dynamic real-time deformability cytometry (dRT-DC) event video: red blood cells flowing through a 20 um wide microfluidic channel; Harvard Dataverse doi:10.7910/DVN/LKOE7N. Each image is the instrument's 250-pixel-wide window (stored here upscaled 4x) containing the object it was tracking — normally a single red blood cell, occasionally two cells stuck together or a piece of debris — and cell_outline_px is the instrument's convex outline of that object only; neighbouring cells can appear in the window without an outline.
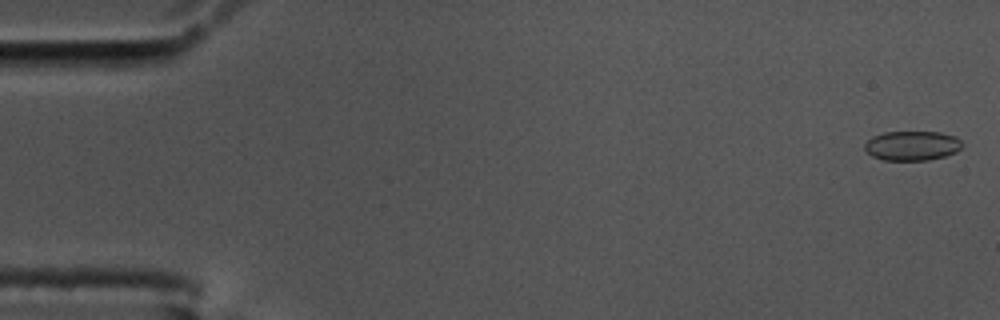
{"species": "common noctule bat (a hibernating species)", "species_latin": "Nyctalus noctula", "temperature_condition": "cold", "stored_images_in_passage": 56, "camera_frame_rate_fps": 3000, "um_per_image_px": 0.085, "animal": {"sex": "male", "body_mass_g": 17.5, "forearm_length_mm": 52.3}, "frame": {"image": 1, "passage_image": 2, "time_ms": 0.333, "image_size_px": [1000, 320], "cell_outline_px": [[964, 144], [956, 152], [944, 156], [928, 160], [884, 160], [872, 156], [864, 148], [864, 144], [872, 136], [884, 132], [940, 132], [956, 136]], "centroid_in_image_um": [77.53, 12.38], "position_along_channel_um": 7.5, "area_um2": 16.82}}
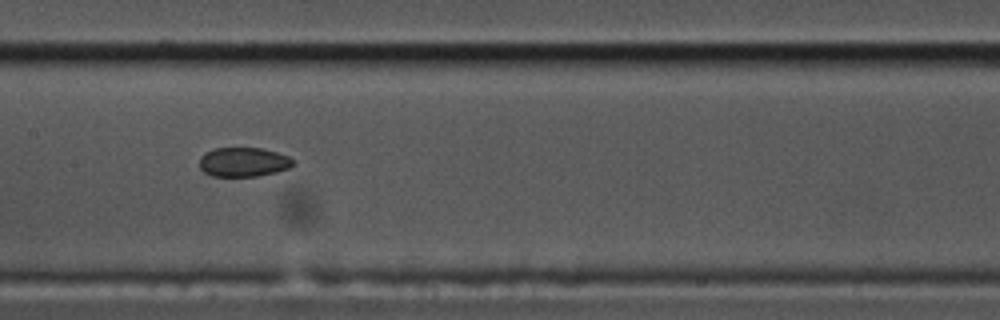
{"frame": {"image": 2, "passage_image": 28, "time_ms": 9.0, "image_size_px": [1000, 320], "cell_outline_px": [[296, 164], [288, 168], [276, 172], [256, 176], [212, 176], [204, 172], [200, 168], [200, 156], [204, 152], [212, 148], [260, 148], [276, 152], [288, 156], [296, 160]], "centroid_in_image_um": [20.69, 13.77], "position_along_channel_um": 186.7, "area_um2": 16.13}}
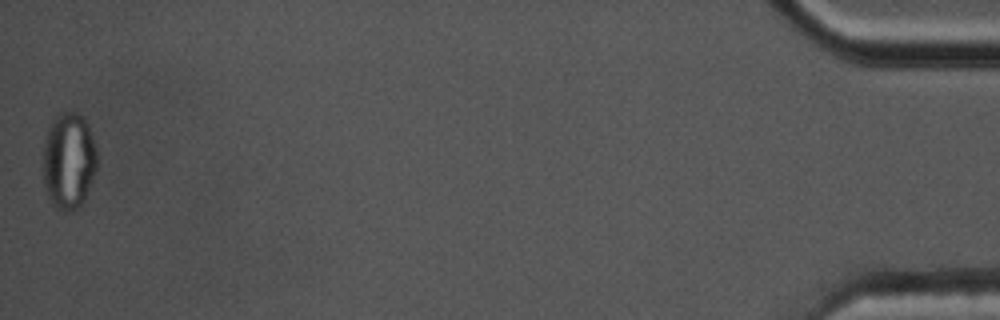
{"frame": {"image": 3, "passage_image": 56, "time_ms": 18.333, "image_size_px": [1000, 320], "cell_outline_px": [[96, 168], [92, 180], [84, 200], [72, 212], [64, 212], [56, 208], [52, 204], [44, 188], [44, 140], [48, 128], [52, 120], [60, 112], [76, 112], [84, 116], [88, 124], [96, 148]], "centroid_in_image_um": [5.84, 13.66], "position_along_channel_um": 429.4, "area_um2": 30.52}, "authors_computed_cell_mechanics": {"area_um2": 16.8776, "velocity_mm_per_s": 3.6342, "shape_relaxation_time_tau1_ms": null, "shape_relaxation_time_tau2_ms": 2.6475, "deformation_change_tau1": null, "deformation_change_tau2": 0.0537}}